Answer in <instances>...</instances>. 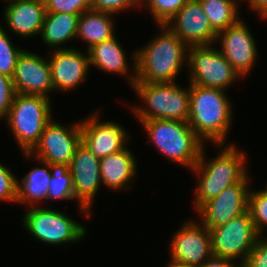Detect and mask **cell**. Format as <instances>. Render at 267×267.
<instances>
[{
  "instance_id": "cell-1",
  "label": "cell",
  "mask_w": 267,
  "mask_h": 267,
  "mask_svg": "<svg viewBox=\"0 0 267 267\" xmlns=\"http://www.w3.org/2000/svg\"><path fill=\"white\" fill-rule=\"evenodd\" d=\"M159 28L163 30L159 36L136 50L134 83L175 82L187 63L189 47L166 25H159Z\"/></svg>"
},
{
  "instance_id": "cell-2",
  "label": "cell",
  "mask_w": 267,
  "mask_h": 267,
  "mask_svg": "<svg viewBox=\"0 0 267 267\" xmlns=\"http://www.w3.org/2000/svg\"><path fill=\"white\" fill-rule=\"evenodd\" d=\"M218 155L208 159L204 147L200 158L191 171L198 174L199 183L195 190L194 210L203 203L217 197L224 189L241 182L248 174L246 153L234 144H216ZM246 166V167H245Z\"/></svg>"
},
{
  "instance_id": "cell-3",
  "label": "cell",
  "mask_w": 267,
  "mask_h": 267,
  "mask_svg": "<svg viewBox=\"0 0 267 267\" xmlns=\"http://www.w3.org/2000/svg\"><path fill=\"white\" fill-rule=\"evenodd\" d=\"M190 85L188 124L202 141L225 144L233 117L227 92L218 88ZM226 140V141H225Z\"/></svg>"
},
{
  "instance_id": "cell-4",
  "label": "cell",
  "mask_w": 267,
  "mask_h": 267,
  "mask_svg": "<svg viewBox=\"0 0 267 267\" xmlns=\"http://www.w3.org/2000/svg\"><path fill=\"white\" fill-rule=\"evenodd\" d=\"M148 134L149 142L158 152L173 162L192 169L200 158L204 142L188 122L179 120H139Z\"/></svg>"
},
{
  "instance_id": "cell-5",
  "label": "cell",
  "mask_w": 267,
  "mask_h": 267,
  "mask_svg": "<svg viewBox=\"0 0 267 267\" xmlns=\"http://www.w3.org/2000/svg\"><path fill=\"white\" fill-rule=\"evenodd\" d=\"M145 105L133 106L138 120L163 119L188 122L190 113V86L182 88L176 82L134 83L132 86Z\"/></svg>"
},
{
  "instance_id": "cell-6",
  "label": "cell",
  "mask_w": 267,
  "mask_h": 267,
  "mask_svg": "<svg viewBox=\"0 0 267 267\" xmlns=\"http://www.w3.org/2000/svg\"><path fill=\"white\" fill-rule=\"evenodd\" d=\"M49 98L42 95L15 94L6 123L21 152L29 153L38 143L44 128L53 119Z\"/></svg>"
},
{
  "instance_id": "cell-7",
  "label": "cell",
  "mask_w": 267,
  "mask_h": 267,
  "mask_svg": "<svg viewBox=\"0 0 267 267\" xmlns=\"http://www.w3.org/2000/svg\"><path fill=\"white\" fill-rule=\"evenodd\" d=\"M23 215L24 228L45 244L59 246L70 242L79 243L87 233L82 223L50 207H29Z\"/></svg>"
},
{
  "instance_id": "cell-8",
  "label": "cell",
  "mask_w": 267,
  "mask_h": 267,
  "mask_svg": "<svg viewBox=\"0 0 267 267\" xmlns=\"http://www.w3.org/2000/svg\"><path fill=\"white\" fill-rule=\"evenodd\" d=\"M187 65L190 84L205 88L226 90L240 77L212 44L189 47Z\"/></svg>"
},
{
  "instance_id": "cell-9",
  "label": "cell",
  "mask_w": 267,
  "mask_h": 267,
  "mask_svg": "<svg viewBox=\"0 0 267 267\" xmlns=\"http://www.w3.org/2000/svg\"><path fill=\"white\" fill-rule=\"evenodd\" d=\"M207 228L211 236L213 256L234 261L241 259L240 265L245 262L256 240L261 236L248 211L226 224Z\"/></svg>"
},
{
  "instance_id": "cell-10",
  "label": "cell",
  "mask_w": 267,
  "mask_h": 267,
  "mask_svg": "<svg viewBox=\"0 0 267 267\" xmlns=\"http://www.w3.org/2000/svg\"><path fill=\"white\" fill-rule=\"evenodd\" d=\"M81 143V122L71 126L51 120L44 128L38 143L25 157H35L49 164L70 165L77 146Z\"/></svg>"
},
{
  "instance_id": "cell-11",
  "label": "cell",
  "mask_w": 267,
  "mask_h": 267,
  "mask_svg": "<svg viewBox=\"0 0 267 267\" xmlns=\"http://www.w3.org/2000/svg\"><path fill=\"white\" fill-rule=\"evenodd\" d=\"M76 201L81 213L90 218L95 196L101 188L100 159L81 142L69 165Z\"/></svg>"
},
{
  "instance_id": "cell-12",
  "label": "cell",
  "mask_w": 267,
  "mask_h": 267,
  "mask_svg": "<svg viewBox=\"0 0 267 267\" xmlns=\"http://www.w3.org/2000/svg\"><path fill=\"white\" fill-rule=\"evenodd\" d=\"M169 253L172 263L199 267L213 256L209 229L190 219L173 235Z\"/></svg>"
},
{
  "instance_id": "cell-13",
  "label": "cell",
  "mask_w": 267,
  "mask_h": 267,
  "mask_svg": "<svg viewBox=\"0 0 267 267\" xmlns=\"http://www.w3.org/2000/svg\"><path fill=\"white\" fill-rule=\"evenodd\" d=\"M216 41L220 44V53L240 75V79L251 72L258 51L254 36L244 19L217 33Z\"/></svg>"
},
{
  "instance_id": "cell-14",
  "label": "cell",
  "mask_w": 267,
  "mask_h": 267,
  "mask_svg": "<svg viewBox=\"0 0 267 267\" xmlns=\"http://www.w3.org/2000/svg\"><path fill=\"white\" fill-rule=\"evenodd\" d=\"M248 175L239 183L224 189L217 197L203 203L196 212L206 227L226 224L247 211L249 188Z\"/></svg>"
},
{
  "instance_id": "cell-15",
  "label": "cell",
  "mask_w": 267,
  "mask_h": 267,
  "mask_svg": "<svg viewBox=\"0 0 267 267\" xmlns=\"http://www.w3.org/2000/svg\"><path fill=\"white\" fill-rule=\"evenodd\" d=\"M96 113L80 121L81 142L99 159L126 149L130 135L126 133L124 126L110 120L99 122L98 112Z\"/></svg>"
},
{
  "instance_id": "cell-16",
  "label": "cell",
  "mask_w": 267,
  "mask_h": 267,
  "mask_svg": "<svg viewBox=\"0 0 267 267\" xmlns=\"http://www.w3.org/2000/svg\"><path fill=\"white\" fill-rule=\"evenodd\" d=\"M188 47L211 45L217 33L212 29L199 0H188L165 24Z\"/></svg>"
},
{
  "instance_id": "cell-17",
  "label": "cell",
  "mask_w": 267,
  "mask_h": 267,
  "mask_svg": "<svg viewBox=\"0 0 267 267\" xmlns=\"http://www.w3.org/2000/svg\"><path fill=\"white\" fill-rule=\"evenodd\" d=\"M48 65L51 72L54 92H67L82 84L87 79L90 61L89 54L78 49L65 47L51 50Z\"/></svg>"
},
{
  "instance_id": "cell-18",
  "label": "cell",
  "mask_w": 267,
  "mask_h": 267,
  "mask_svg": "<svg viewBox=\"0 0 267 267\" xmlns=\"http://www.w3.org/2000/svg\"><path fill=\"white\" fill-rule=\"evenodd\" d=\"M12 80L17 94L49 98V93L54 92L47 58L27 50L20 54Z\"/></svg>"
},
{
  "instance_id": "cell-19",
  "label": "cell",
  "mask_w": 267,
  "mask_h": 267,
  "mask_svg": "<svg viewBox=\"0 0 267 267\" xmlns=\"http://www.w3.org/2000/svg\"><path fill=\"white\" fill-rule=\"evenodd\" d=\"M4 10L5 23L21 38L41 35L46 8L44 0H11Z\"/></svg>"
},
{
  "instance_id": "cell-20",
  "label": "cell",
  "mask_w": 267,
  "mask_h": 267,
  "mask_svg": "<svg viewBox=\"0 0 267 267\" xmlns=\"http://www.w3.org/2000/svg\"><path fill=\"white\" fill-rule=\"evenodd\" d=\"M86 51L89 54L90 66L94 65L103 72L128 76L129 85L133 86L136 81V51L133 53V57H130L131 60L134 58L132 60L134 62L133 73L128 74L129 62L124 48L116 36L97 43Z\"/></svg>"
},
{
  "instance_id": "cell-21",
  "label": "cell",
  "mask_w": 267,
  "mask_h": 267,
  "mask_svg": "<svg viewBox=\"0 0 267 267\" xmlns=\"http://www.w3.org/2000/svg\"><path fill=\"white\" fill-rule=\"evenodd\" d=\"M136 164L135 157L128 148L101 158L100 176L102 185L116 191L129 190V188H132L129 183L137 175Z\"/></svg>"
},
{
  "instance_id": "cell-22",
  "label": "cell",
  "mask_w": 267,
  "mask_h": 267,
  "mask_svg": "<svg viewBox=\"0 0 267 267\" xmlns=\"http://www.w3.org/2000/svg\"><path fill=\"white\" fill-rule=\"evenodd\" d=\"M78 19L77 14L46 12L40 35L44 45L52 47V50L64 49L62 44L76 37Z\"/></svg>"
},
{
  "instance_id": "cell-23",
  "label": "cell",
  "mask_w": 267,
  "mask_h": 267,
  "mask_svg": "<svg viewBox=\"0 0 267 267\" xmlns=\"http://www.w3.org/2000/svg\"><path fill=\"white\" fill-rule=\"evenodd\" d=\"M112 15L114 14L90 9L79 16L76 38L87 43V50L93 45L115 36Z\"/></svg>"
},
{
  "instance_id": "cell-24",
  "label": "cell",
  "mask_w": 267,
  "mask_h": 267,
  "mask_svg": "<svg viewBox=\"0 0 267 267\" xmlns=\"http://www.w3.org/2000/svg\"><path fill=\"white\" fill-rule=\"evenodd\" d=\"M43 167H35L23 176L21 181L17 180V201L16 203L27 204L28 207H36L39 201H46L51 173L49 163L42 160ZM44 199V200H43ZM37 204V205H36Z\"/></svg>"
},
{
  "instance_id": "cell-25",
  "label": "cell",
  "mask_w": 267,
  "mask_h": 267,
  "mask_svg": "<svg viewBox=\"0 0 267 267\" xmlns=\"http://www.w3.org/2000/svg\"><path fill=\"white\" fill-rule=\"evenodd\" d=\"M212 29L219 33L240 20V8L235 0H199Z\"/></svg>"
},
{
  "instance_id": "cell-26",
  "label": "cell",
  "mask_w": 267,
  "mask_h": 267,
  "mask_svg": "<svg viewBox=\"0 0 267 267\" xmlns=\"http://www.w3.org/2000/svg\"><path fill=\"white\" fill-rule=\"evenodd\" d=\"M51 179L46 201L53 199L74 200L72 174L67 164H49Z\"/></svg>"
},
{
  "instance_id": "cell-27",
  "label": "cell",
  "mask_w": 267,
  "mask_h": 267,
  "mask_svg": "<svg viewBox=\"0 0 267 267\" xmlns=\"http://www.w3.org/2000/svg\"><path fill=\"white\" fill-rule=\"evenodd\" d=\"M247 211L254 221L257 232L262 233L267 229V194L262 190H249Z\"/></svg>"
},
{
  "instance_id": "cell-28",
  "label": "cell",
  "mask_w": 267,
  "mask_h": 267,
  "mask_svg": "<svg viewBox=\"0 0 267 267\" xmlns=\"http://www.w3.org/2000/svg\"><path fill=\"white\" fill-rule=\"evenodd\" d=\"M23 51V48L14 46L6 30L0 26V73L13 77L18 58Z\"/></svg>"
},
{
  "instance_id": "cell-29",
  "label": "cell",
  "mask_w": 267,
  "mask_h": 267,
  "mask_svg": "<svg viewBox=\"0 0 267 267\" xmlns=\"http://www.w3.org/2000/svg\"><path fill=\"white\" fill-rule=\"evenodd\" d=\"M188 0H145L141 7L149 9L157 25H165Z\"/></svg>"
},
{
  "instance_id": "cell-30",
  "label": "cell",
  "mask_w": 267,
  "mask_h": 267,
  "mask_svg": "<svg viewBox=\"0 0 267 267\" xmlns=\"http://www.w3.org/2000/svg\"><path fill=\"white\" fill-rule=\"evenodd\" d=\"M47 12H62L81 15L92 9L91 0H44Z\"/></svg>"
},
{
  "instance_id": "cell-31",
  "label": "cell",
  "mask_w": 267,
  "mask_h": 267,
  "mask_svg": "<svg viewBox=\"0 0 267 267\" xmlns=\"http://www.w3.org/2000/svg\"><path fill=\"white\" fill-rule=\"evenodd\" d=\"M17 180L12 171L0 163V201H17Z\"/></svg>"
},
{
  "instance_id": "cell-32",
  "label": "cell",
  "mask_w": 267,
  "mask_h": 267,
  "mask_svg": "<svg viewBox=\"0 0 267 267\" xmlns=\"http://www.w3.org/2000/svg\"><path fill=\"white\" fill-rule=\"evenodd\" d=\"M15 94L12 77L0 73V121L7 119Z\"/></svg>"
},
{
  "instance_id": "cell-33",
  "label": "cell",
  "mask_w": 267,
  "mask_h": 267,
  "mask_svg": "<svg viewBox=\"0 0 267 267\" xmlns=\"http://www.w3.org/2000/svg\"><path fill=\"white\" fill-rule=\"evenodd\" d=\"M241 267H267V237L260 236Z\"/></svg>"
},
{
  "instance_id": "cell-34",
  "label": "cell",
  "mask_w": 267,
  "mask_h": 267,
  "mask_svg": "<svg viewBox=\"0 0 267 267\" xmlns=\"http://www.w3.org/2000/svg\"><path fill=\"white\" fill-rule=\"evenodd\" d=\"M92 9L118 14L132 7L141 6L137 0H91Z\"/></svg>"
},
{
  "instance_id": "cell-35",
  "label": "cell",
  "mask_w": 267,
  "mask_h": 267,
  "mask_svg": "<svg viewBox=\"0 0 267 267\" xmlns=\"http://www.w3.org/2000/svg\"><path fill=\"white\" fill-rule=\"evenodd\" d=\"M199 267H241V265L238 264V261L212 256L211 258L204 261Z\"/></svg>"
},
{
  "instance_id": "cell-36",
  "label": "cell",
  "mask_w": 267,
  "mask_h": 267,
  "mask_svg": "<svg viewBox=\"0 0 267 267\" xmlns=\"http://www.w3.org/2000/svg\"><path fill=\"white\" fill-rule=\"evenodd\" d=\"M256 11L260 17L267 19V0H248V7Z\"/></svg>"
},
{
  "instance_id": "cell-37",
  "label": "cell",
  "mask_w": 267,
  "mask_h": 267,
  "mask_svg": "<svg viewBox=\"0 0 267 267\" xmlns=\"http://www.w3.org/2000/svg\"><path fill=\"white\" fill-rule=\"evenodd\" d=\"M167 267H196V266L180 265V264L172 263V262L169 261V265Z\"/></svg>"
},
{
  "instance_id": "cell-38",
  "label": "cell",
  "mask_w": 267,
  "mask_h": 267,
  "mask_svg": "<svg viewBox=\"0 0 267 267\" xmlns=\"http://www.w3.org/2000/svg\"><path fill=\"white\" fill-rule=\"evenodd\" d=\"M267 184V183H266ZM263 192H265L267 194V185L266 187L262 190Z\"/></svg>"
},
{
  "instance_id": "cell-39",
  "label": "cell",
  "mask_w": 267,
  "mask_h": 267,
  "mask_svg": "<svg viewBox=\"0 0 267 267\" xmlns=\"http://www.w3.org/2000/svg\"><path fill=\"white\" fill-rule=\"evenodd\" d=\"M138 1V3L141 5L143 2H144V0H137Z\"/></svg>"
}]
</instances>
